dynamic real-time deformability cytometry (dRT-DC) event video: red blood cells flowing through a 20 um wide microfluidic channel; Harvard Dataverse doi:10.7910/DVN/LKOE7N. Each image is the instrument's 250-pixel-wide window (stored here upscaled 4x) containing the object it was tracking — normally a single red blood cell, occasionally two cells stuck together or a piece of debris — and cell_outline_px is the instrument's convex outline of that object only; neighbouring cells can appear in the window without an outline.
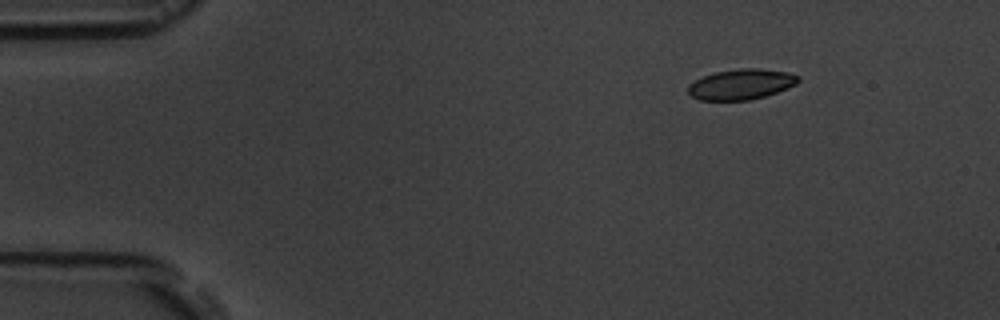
{"species": "common noctule bat (a hibernating species)", "species_latin": "Nyctalus noctula", "temperature_condition": "room temperature", "stored_images_in_passage": 4, "camera_frame_rate_fps": 3000, "um_per_image_px": 0.085, "animal": {"sex": "male", "body_mass_g": 19.5, "forearm_length_mm": 54.6}, "frame": {"image": 1, "passage_image": 1, "time_ms": 0.0, "image_size_px": [1000, 320], "cell_outline_px": [[800, 80], [796, 84], [788, 88], [764, 96], [748, 100], [700, 100], [692, 96], [688, 92], [688, 84], [704, 76], [716, 72], [740, 68], [760, 68], [788, 72], [800, 76]], "centroid_in_image_um": [63.02, 7.16], "position_along_channel_um": 22.0, "area_um2": 19.48}}
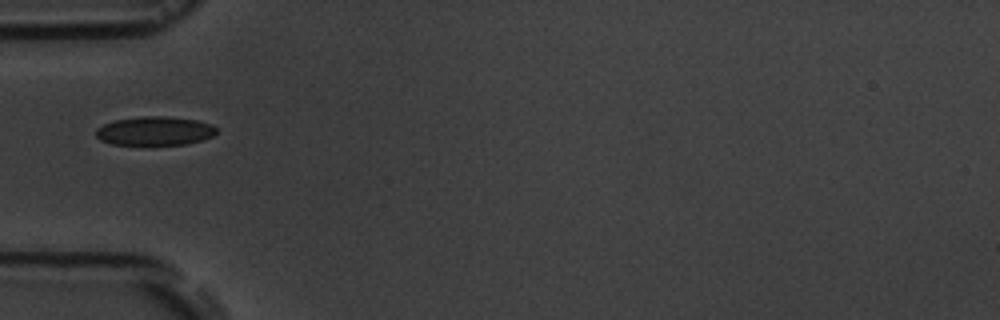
{"frame": {"image": 2, "passage_image": 4, "time_ms": 3.667, "image_size_px": [1000, 320], "cell_outline_px": [[216, 132], [212, 136], [188, 144], [112, 144], [100, 140], [96, 136], [96, 128], [104, 124], [116, 120], [140, 116], [164, 116], [196, 120], [212, 124], [216, 128]], "centroid_in_image_um": [13.14, 11.12], "position_along_channel_um": 71.9, "area_um2": 20.06}}